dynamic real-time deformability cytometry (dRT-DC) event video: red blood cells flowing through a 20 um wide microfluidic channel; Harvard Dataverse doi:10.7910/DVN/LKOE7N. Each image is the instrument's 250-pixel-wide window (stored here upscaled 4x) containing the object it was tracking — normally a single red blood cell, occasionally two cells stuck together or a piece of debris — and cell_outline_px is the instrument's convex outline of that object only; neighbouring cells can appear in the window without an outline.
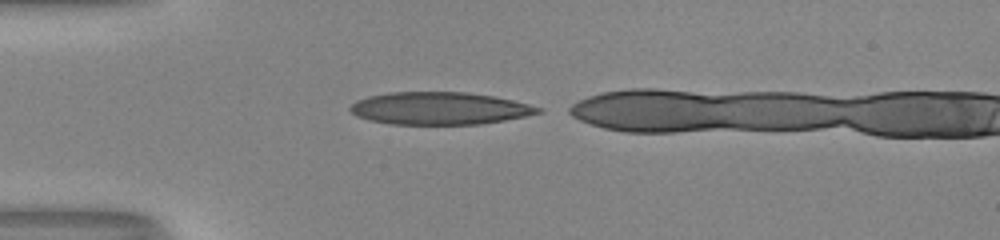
{"species": "human", "species_latin": "Homo sapiens", "temperature_condition": "room temperature", "stored_images_in_passage": 31, "camera_frame_rate_fps": 3000, "um_per_image_px": 0.085, "donor": {"sex": "male"}, "frame": {"image": 1, "passage_image": 1, "time_ms": 0.0, "image_size_px": [1000, 240], "cell_outline_px": [[544, 112], [504, 120], [480, 124], [392, 124], [372, 120], [356, 116], [348, 108], [356, 100], [368, 96], [392, 92], [468, 92], [492, 96], [512, 100], [544, 108]], "centroid_in_image_um": [37.37, 9.2], "position_along_channel_um": 47.6, "area_um2": 35.43}}
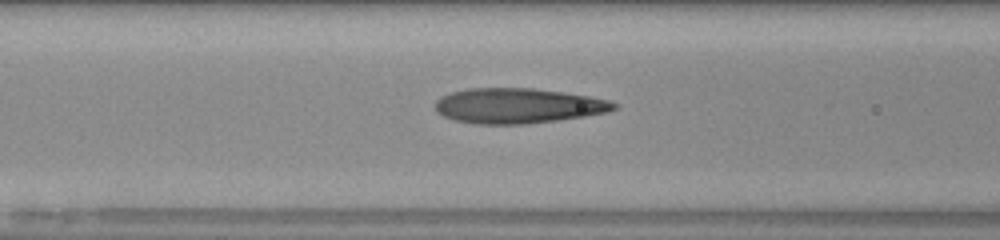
{"frame": {"image": 2, "passage_image": 8, "time_ms": 2.333, "image_size_px": [1000, 240], "cell_outline_px": [[616, 108], [608, 112], [584, 116], [556, 120], [524, 124], [476, 124], [456, 120], [444, 116], [436, 112], [436, 100], [440, 96], [452, 92], [468, 88], [532, 88], [588, 96], [608, 100], [616, 104]], "centroid_in_image_um": [43.98, 8.99], "position_along_channel_um": 122.6, "area_um2": 36.3}}
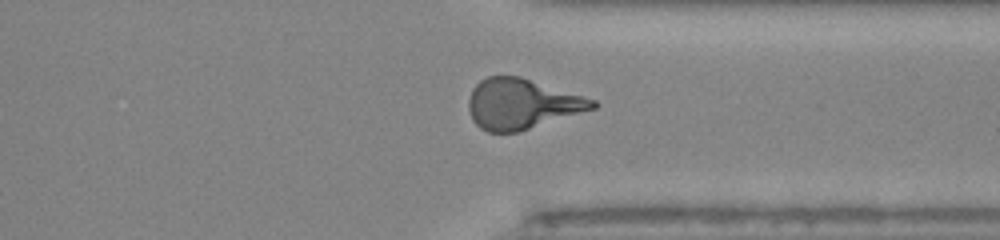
{"frame": {"image": 3, "passage_image": 26, "time_ms": 8.333, "image_size_px": [1000, 240], "cell_outline_px": [[600, 104], [596, 108], [520, 132], [488, 132], [480, 128], [472, 120], [468, 108], [468, 100], [472, 88], [480, 80], [488, 76], [520, 76], [584, 96], [596, 100]], "centroid_in_image_um": [44.36, 8.84], "position_along_channel_um": 367.0, "area_um2": 36.59}}